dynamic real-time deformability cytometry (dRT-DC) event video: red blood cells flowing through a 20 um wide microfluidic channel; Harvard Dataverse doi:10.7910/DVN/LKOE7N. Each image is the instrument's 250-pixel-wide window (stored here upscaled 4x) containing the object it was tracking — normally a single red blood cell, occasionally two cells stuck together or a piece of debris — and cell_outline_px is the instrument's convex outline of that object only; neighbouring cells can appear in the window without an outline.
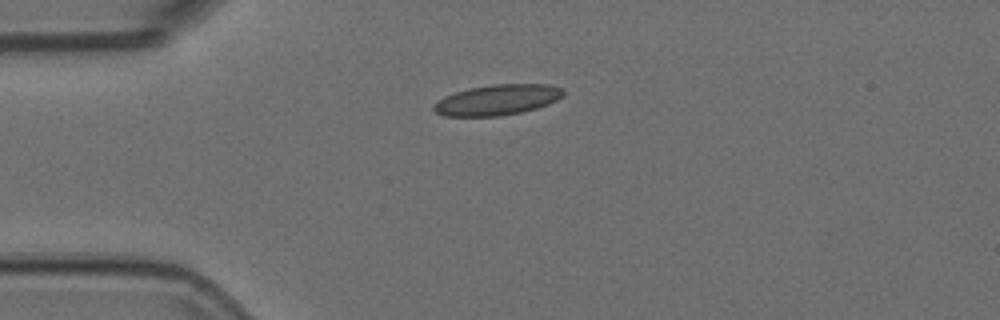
{"species": "Egyptian fruit bat (a non-hibernating species)", "species_latin": "Rousettus aegyptiacus", "temperature_condition": "room temperature", "stored_images_in_passage": 37, "camera_frame_rate_fps": 3000, "um_per_image_px": 0.085, "animal": {"sex": "female"}, "frame": {"image": 1, "passage_image": 1, "time_ms": 0.0, "image_size_px": [1000, 320], "cell_outline_px": [[564, 96], [548, 104], [536, 108], [520, 112], [500, 116], [444, 116], [436, 112], [432, 108], [432, 104], [444, 96], [468, 88], [492, 84], [552, 84], [564, 88]], "centroid_in_image_um": [42.28, 8.48], "position_along_channel_um": 42.7, "area_um2": 23.24}}
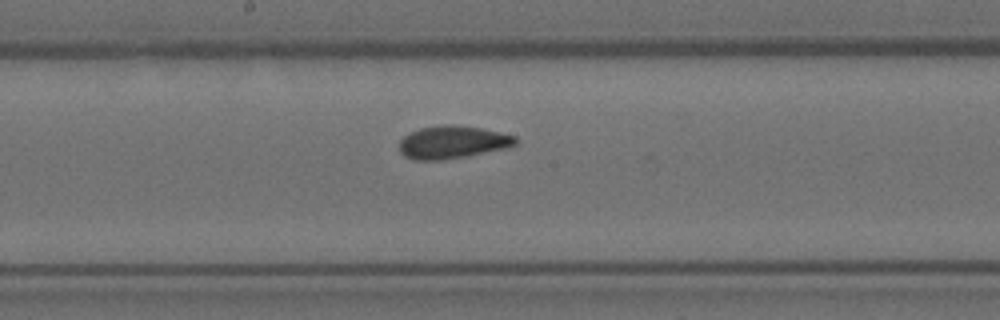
{"frame": {"image": 2, "passage_image": 16, "time_ms": 5.0, "image_size_px": [1000, 320], "cell_outline_px": [[516, 144], [504, 148], [468, 156], [440, 160], [412, 160], [404, 156], [400, 152], [400, 140], [408, 132], [420, 128], [440, 124], [452, 124], [480, 128], [500, 132], [516, 136]], "centroid_in_image_um": [38.42, 12.08], "position_along_channel_um": 209.8, "area_um2": 22.25}}
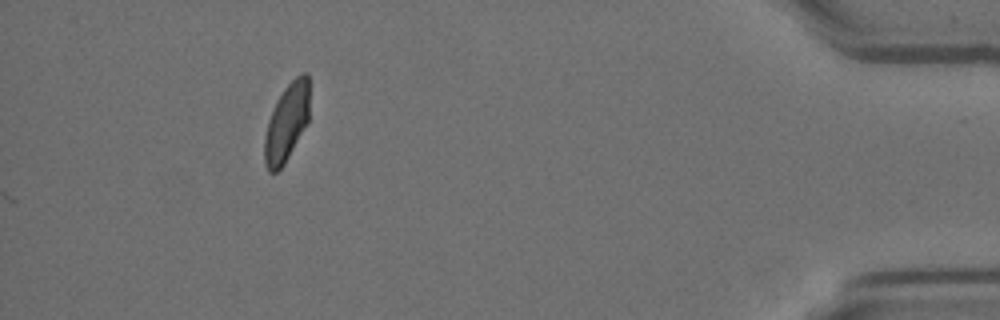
{"frame": {"image": 3, "passage_image": 37, "time_ms": 12.0, "image_size_px": [1000, 320], "cell_outline_px": [[308, 124], [284, 164], [276, 172], [268, 172], [264, 164], [264, 136], [268, 120], [276, 100], [284, 88], [296, 76], [304, 72], [308, 72]], "centroid_in_image_um": [24.35, 10.44], "position_along_channel_um": 410.9, "area_um2": 20.52}, "authors_computed_cell_mechanics": {"area_um2": 22.0218, "velocity_mm_per_s": 3.7572, "shape_relaxation_time_tau1_ms": 6.0411, "shape_relaxation_time_tau2_ms": 1.3031, "deformation_change_tau1": 0.1307, "deformation_change_tau2": 0.0588}}